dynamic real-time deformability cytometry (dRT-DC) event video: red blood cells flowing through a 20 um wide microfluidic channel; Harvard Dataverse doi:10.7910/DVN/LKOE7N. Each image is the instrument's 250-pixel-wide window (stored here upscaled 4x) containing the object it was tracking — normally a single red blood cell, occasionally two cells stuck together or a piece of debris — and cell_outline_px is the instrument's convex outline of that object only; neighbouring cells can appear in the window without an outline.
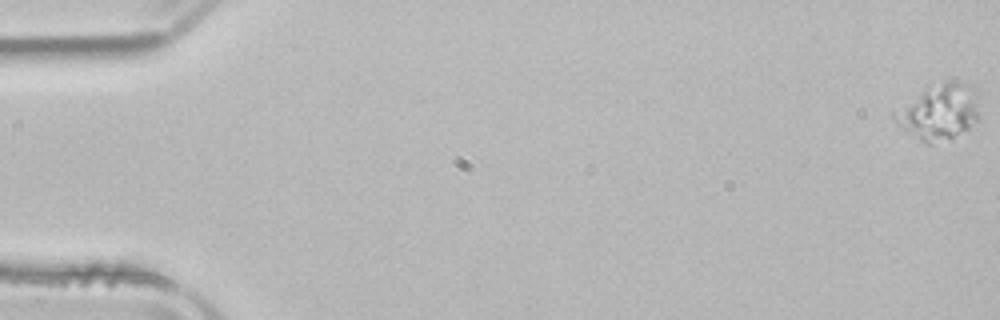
{"species": "common noctule bat (a hibernating species)", "species_latin": "Nyctalus noctula", "temperature_condition": "room temperature", "stored_images_in_passage": 54, "camera_frame_rate_fps": 3000, "um_per_image_px": 0.085, "animal": {"sex": "male", "body_mass_g": 21.5, "forearm_length_mm": 52.0}, "frame": {"image": 1, "passage_image": 1, "time_ms": 0.0, "image_size_px": [1000, 320], "cell_outline_px": [[980, 120], [976, 124], [952, 140], [928, 144], [904, 132], [896, 124], [892, 116], [892, 112], [928, 84], [944, 80], [956, 80], [976, 96], [980, 116]], "centroid_in_image_um": [79.77, 9.55], "position_along_channel_um": 5.2, "area_um2": 28.15}}
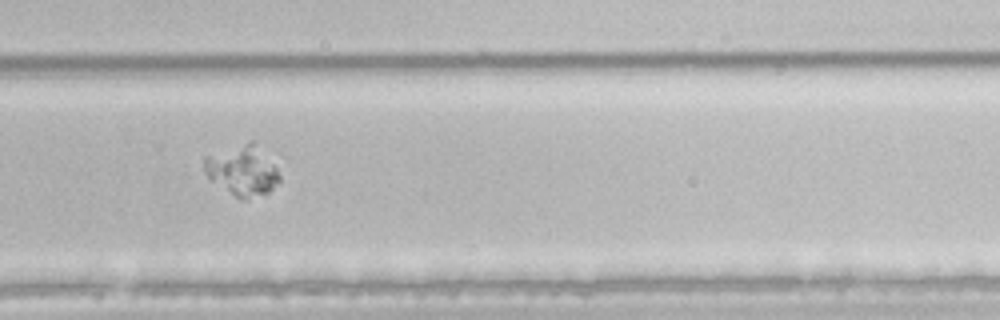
{"frame": {"image": 2, "passage_image": 37, "time_ms": 12.0, "image_size_px": [1000, 320], "cell_outline_px": [[280, 180], [268, 192], [248, 200], [240, 200], [208, 180], [204, 172], [204, 156], [248, 140], [252, 140], [276, 168], [280, 176]], "centroid_in_image_um": [20.53, 14.51], "position_along_channel_um": 309.3, "area_um2": 22.25}}
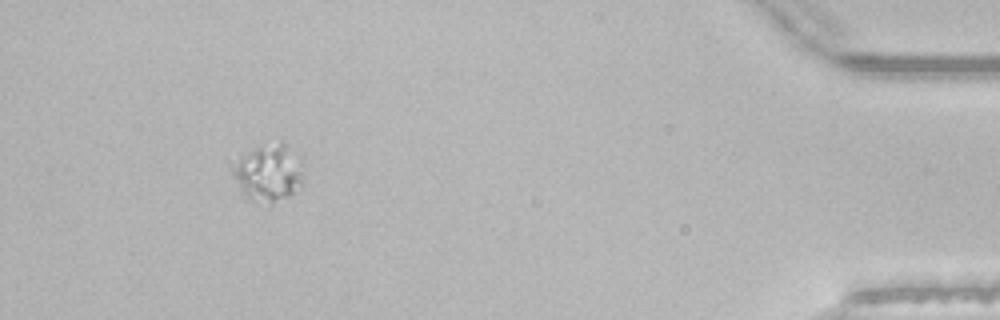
{"frame": {"image": 3, "passage_image": 50, "time_ms": 16.333, "image_size_px": [1000, 320], "cell_outline_px": [[304, 184], [300, 188], [288, 196], [272, 204], [252, 200], [244, 192], [232, 176], [228, 168], [228, 160], [240, 152], [260, 144], [280, 140], [284, 140], [304, 164]], "centroid_in_image_um": [22.77, 14.58], "position_along_channel_um": 412.4, "area_um2": 25.14}}